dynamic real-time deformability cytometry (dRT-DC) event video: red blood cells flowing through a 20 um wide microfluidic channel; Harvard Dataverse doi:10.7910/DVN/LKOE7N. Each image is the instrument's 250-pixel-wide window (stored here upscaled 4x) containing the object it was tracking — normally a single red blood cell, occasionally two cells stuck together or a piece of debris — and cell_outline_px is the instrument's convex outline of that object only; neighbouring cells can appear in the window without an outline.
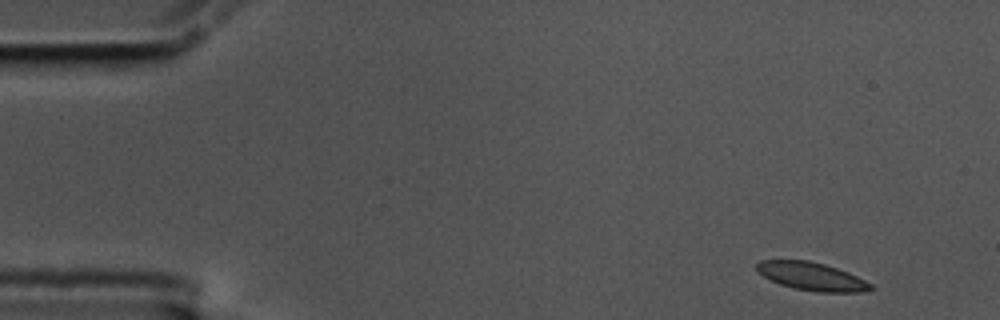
{"species": "common noctule bat (a hibernating species)", "species_latin": "Nyctalus noctula", "temperature_condition": "cold", "stored_images_in_passage": 55, "camera_frame_rate_fps": 3000, "um_per_image_px": 0.085, "animal": {"sex": "male", "body_mass_g": 17.5, "forearm_length_mm": 52.3}, "frame": {"image": 1, "passage_image": 1, "time_ms": 0.0, "image_size_px": [1000, 320], "cell_outline_px": [[876, 288], [860, 292], [816, 292], [796, 288], [780, 284], [756, 272], [756, 264], [760, 260], [808, 260], [824, 264], [848, 272], [872, 284]], "centroid_in_image_um": [68.99, 23.49], "position_along_channel_um": 16.0, "area_um2": 18.55}}
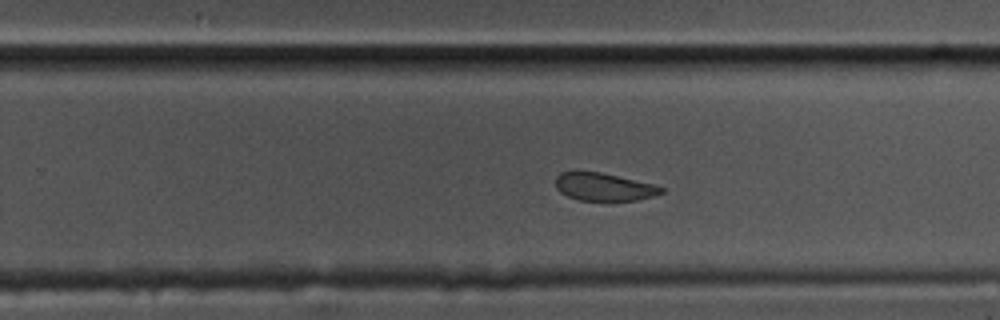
{"frame": {"image": 2, "passage_image": 33, "time_ms": 10.667, "image_size_px": [1000, 320], "cell_outline_px": [[664, 192], [652, 196], [636, 200], [580, 200], [568, 196], [560, 192], [556, 188], [556, 176], [560, 172], [576, 168], [600, 172], [656, 184], [664, 188]], "centroid_in_image_um": [51.28, 15.83], "position_along_channel_um": 278.5, "area_um2": 17.57}}
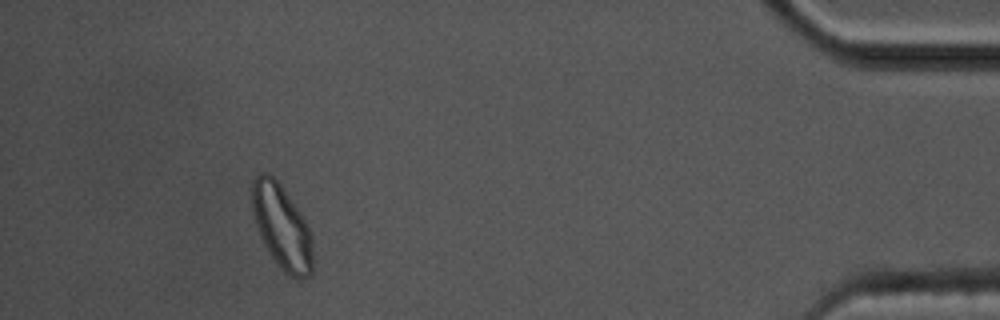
{"frame": {"image": 3, "passage_image": 50, "time_ms": 16.333, "image_size_px": [1000, 320], "cell_outline_px": [[312, 272], [308, 276], [300, 280], [288, 276], [284, 272], [272, 256], [264, 244], [260, 236], [252, 212], [252, 180], [260, 172], [268, 172], [280, 184], [304, 220], [312, 236]], "centroid_in_image_um": [23.94, 19.3], "position_along_channel_um": 411.3, "area_um2": 29.48}, "authors_computed_cell_mechanics": {"area_um2": 19.3052, "velocity_mm_per_s": 3.4089, "shape_relaxation_time_tau1_ms": 4.4395, "shape_relaxation_time_tau2_ms": 1.6877, "deformation_change_tau1": 0.101, "deformation_change_tau2": 0.0776}}